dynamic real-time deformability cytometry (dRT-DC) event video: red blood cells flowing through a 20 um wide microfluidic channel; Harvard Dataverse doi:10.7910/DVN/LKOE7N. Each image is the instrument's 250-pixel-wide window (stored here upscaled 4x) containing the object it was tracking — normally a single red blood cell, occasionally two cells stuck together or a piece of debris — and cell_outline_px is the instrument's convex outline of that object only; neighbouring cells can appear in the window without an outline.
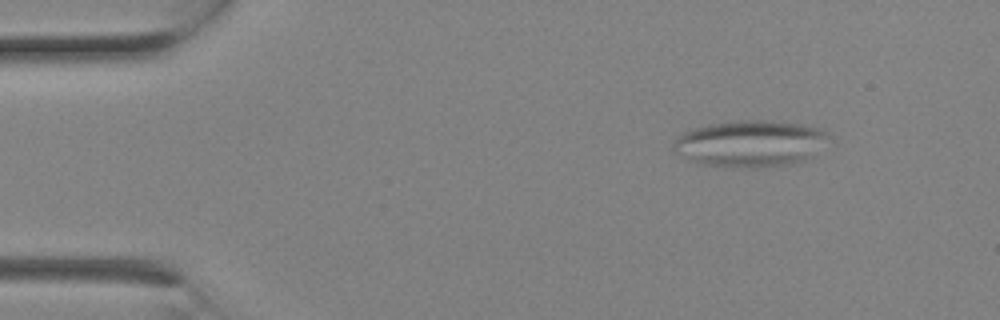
{"species": "Egyptian fruit bat (a non-hibernating species)", "species_latin": "Rousettus aegyptiacus", "temperature_condition": "room temperature", "stored_images_in_passage": 1, "camera_frame_rate_fps": 3000, "um_per_image_px": 0.085, "animal": {"sex": "female"}, "frame": {"image": 1, "passage_image": 1, "time_ms": 0.0, "image_size_px": [1000, 320], "cell_outline_px": [[832, 140], [812, 156], [804, 160], [788, 164], [752, 168], [732, 168], [700, 164], [672, 152], [672, 144], [676, 136], [692, 128], [708, 124], [736, 120], [772, 120], [800, 124], [820, 128], [828, 132], [832, 136]], "centroid_in_image_um": [63.78, 12.2], "position_along_channel_um": 21.2, "area_um2": 43.0}}